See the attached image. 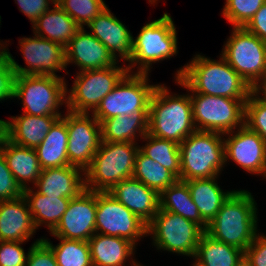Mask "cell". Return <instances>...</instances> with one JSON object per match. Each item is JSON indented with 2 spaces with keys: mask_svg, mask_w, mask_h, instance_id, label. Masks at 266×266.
<instances>
[{
  "mask_svg": "<svg viewBox=\"0 0 266 266\" xmlns=\"http://www.w3.org/2000/svg\"><path fill=\"white\" fill-rule=\"evenodd\" d=\"M175 76L177 84L186 88L188 92L230 99H248L253 92L222 56L218 61L196 54L189 64L176 72Z\"/></svg>",
  "mask_w": 266,
  "mask_h": 266,
  "instance_id": "1",
  "label": "cell"
},
{
  "mask_svg": "<svg viewBox=\"0 0 266 266\" xmlns=\"http://www.w3.org/2000/svg\"><path fill=\"white\" fill-rule=\"evenodd\" d=\"M252 193L235 190L223 203L205 233L245 251L257 235V203Z\"/></svg>",
  "mask_w": 266,
  "mask_h": 266,
  "instance_id": "2",
  "label": "cell"
},
{
  "mask_svg": "<svg viewBox=\"0 0 266 266\" xmlns=\"http://www.w3.org/2000/svg\"><path fill=\"white\" fill-rule=\"evenodd\" d=\"M195 130L190 93L171 95L164 84H157L149 105L148 133L180 144Z\"/></svg>",
  "mask_w": 266,
  "mask_h": 266,
  "instance_id": "3",
  "label": "cell"
},
{
  "mask_svg": "<svg viewBox=\"0 0 266 266\" xmlns=\"http://www.w3.org/2000/svg\"><path fill=\"white\" fill-rule=\"evenodd\" d=\"M139 147L132 142L102 141L92 163L84 171L85 189L108 192L119 181L132 178Z\"/></svg>",
  "mask_w": 266,
  "mask_h": 266,
  "instance_id": "4",
  "label": "cell"
},
{
  "mask_svg": "<svg viewBox=\"0 0 266 266\" xmlns=\"http://www.w3.org/2000/svg\"><path fill=\"white\" fill-rule=\"evenodd\" d=\"M224 136L218 132L195 130L183 140L179 144L180 180L219 176L226 165Z\"/></svg>",
  "mask_w": 266,
  "mask_h": 266,
  "instance_id": "5",
  "label": "cell"
},
{
  "mask_svg": "<svg viewBox=\"0 0 266 266\" xmlns=\"http://www.w3.org/2000/svg\"><path fill=\"white\" fill-rule=\"evenodd\" d=\"M177 49L175 24L171 16L164 13L161 18L145 24L138 36L133 38L127 70L133 73L132 68L134 70V66L138 65L136 73L149 74L152 63L176 56Z\"/></svg>",
  "mask_w": 266,
  "mask_h": 266,
  "instance_id": "6",
  "label": "cell"
},
{
  "mask_svg": "<svg viewBox=\"0 0 266 266\" xmlns=\"http://www.w3.org/2000/svg\"><path fill=\"white\" fill-rule=\"evenodd\" d=\"M220 54L254 89L266 78V43L244 27H233Z\"/></svg>",
  "mask_w": 266,
  "mask_h": 266,
  "instance_id": "7",
  "label": "cell"
},
{
  "mask_svg": "<svg viewBox=\"0 0 266 266\" xmlns=\"http://www.w3.org/2000/svg\"><path fill=\"white\" fill-rule=\"evenodd\" d=\"M193 121L197 130L228 133L245 125L247 99H230L191 92Z\"/></svg>",
  "mask_w": 266,
  "mask_h": 266,
  "instance_id": "8",
  "label": "cell"
},
{
  "mask_svg": "<svg viewBox=\"0 0 266 266\" xmlns=\"http://www.w3.org/2000/svg\"><path fill=\"white\" fill-rule=\"evenodd\" d=\"M204 233L205 230L195 222L160 208L147 225V234L152 235L157 250L187 255L193 259Z\"/></svg>",
  "mask_w": 266,
  "mask_h": 266,
  "instance_id": "9",
  "label": "cell"
},
{
  "mask_svg": "<svg viewBox=\"0 0 266 266\" xmlns=\"http://www.w3.org/2000/svg\"><path fill=\"white\" fill-rule=\"evenodd\" d=\"M148 74L127 72L92 113L102 123L116 116H131L137 110H149L151 96L157 85L148 83Z\"/></svg>",
  "mask_w": 266,
  "mask_h": 266,
  "instance_id": "10",
  "label": "cell"
},
{
  "mask_svg": "<svg viewBox=\"0 0 266 266\" xmlns=\"http://www.w3.org/2000/svg\"><path fill=\"white\" fill-rule=\"evenodd\" d=\"M66 82L50 75H18L15 98L22 100L23 113L32 116L62 115L59 107L66 105Z\"/></svg>",
  "mask_w": 266,
  "mask_h": 266,
  "instance_id": "11",
  "label": "cell"
},
{
  "mask_svg": "<svg viewBox=\"0 0 266 266\" xmlns=\"http://www.w3.org/2000/svg\"><path fill=\"white\" fill-rule=\"evenodd\" d=\"M127 72V67L117 64L103 69L79 71L72 88L68 91L66 87L67 110L76 113H89L92 110L93 113Z\"/></svg>",
  "mask_w": 266,
  "mask_h": 266,
  "instance_id": "12",
  "label": "cell"
},
{
  "mask_svg": "<svg viewBox=\"0 0 266 266\" xmlns=\"http://www.w3.org/2000/svg\"><path fill=\"white\" fill-rule=\"evenodd\" d=\"M95 230L99 234L127 239L136 245L147 235V224L109 192H96Z\"/></svg>",
  "mask_w": 266,
  "mask_h": 266,
  "instance_id": "13",
  "label": "cell"
},
{
  "mask_svg": "<svg viewBox=\"0 0 266 266\" xmlns=\"http://www.w3.org/2000/svg\"><path fill=\"white\" fill-rule=\"evenodd\" d=\"M62 118L67 124L69 164L85 171L102 142L101 123L89 113L69 110Z\"/></svg>",
  "mask_w": 266,
  "mask_h": 266,
  "instance_id": "14",
  "label": "cell"
},
{
  "mask_svg": "<svg viewBox=\"0 0 266 266\" xmlns=\"http://www.w3.org/2000/svg\"><path fill=\"white\" fill-rule=\"evenodd\" d=\"M20 51L23 54L26 67L19 65L5 50L13 69L18 75H50L59 77L55 72L65 70V48L59 43L42 38L34 34V37L19 40Z\"/></svg>",
  "mask_w": 266,
  "mask_h": 266,
  "instance_id": "15",
  "label": "cell"
},
{
  "mask_svg": "<svg viewBox=\"0 0 266 266\" xmlns=\"http://www.w3.org/2000/svg\"><path fill=\"white\" fill-rule=\"evenodd\" d=\"M96 192L84 189L72 198L59 224L51 232L55 237L89 241L96 233Z\"/></svg>",
  "mask_w": 266,
  "mask_h": 266,
  "instance_id": "16",
  "label": "cell"
},
{
  "mask_svg": "<svg viewBox=\"0 0 266 266\" xmlns=\"http://www.w3.org/2000/svg\"><path fill=\"white\" fill-rule=\"evenodd\" d=\"M237 131L225 133V163L233 160L248 173L266 178V142L246 125Z\"/></svg>",
  "mask_w": 266,
  "mask_h": 266,
  "instance_id": "17",
  "label": "cell"
},
{
  "mask_svg": "<svg viewBox=\"0 0 266 266\" xmlns=\"http://www.w3.org/2000/svg\"><path fill=\"white\" fill-rule=\"evenodd\" d=\"M65 62L66 67L70 63L76 64L82 72L114 66L119 60L115 59L109 50L83 27L65 47Z\"/></svg>",
  "mask_w": 266,
  "mask_h": 266,
  "instance_id": "18",
  "label": "cell"
},
{
  "mask_svg": "<svg viewBox=\"0 0 266 266\" xmlns=\"http://www.w3.org/2000/svg\"><path fill=\"white\" fill-rule=\"evenodd\" d=\"M108 192L147 225L159 211V193L133 177L119 181Z\"/></svg>",
  "mask_w": 266,
  "mask_h": 266,
  "instance_id": "19",
  "label": "cell"
},
{
  "mask_svg": "<svg viewBox=\"0 0 266 266\" xmlns=\"http://www.w3.org/2000/svg\"><path fill=\"white\" fill-rule=\"evenodd\" d=\"M86 26L115 59L120 57L124 62H129L132 53V33L108 7Z\"/></svg>",
  "mask_w": 266,
  "mask_h": 266,
  "instance_id": "20",
  "label": "cell"
},
{
  "mask_svg": "<svg viewBox=\"0 0 266 266\" xmlns=\"http://www.w3.org/2000/svg\"><path fill=\"white\" fill-rule=\"evenodd\" d=\"M62 115L10 117L11 121L1 120V133L13 144L36 148L46 137L53 124Z\"/></svg>",
  "mask_w": 266,
  "mask_h": 266,
  "instance_id": "21",
  "label": "cell"
},
{
  "mask_svg": "<svg viewBox=\"0 0 266 266\" xmlns=\"http://www.w3.org/2000/svg\"><path fill=\"white\" fill-rule=\"evenodd\" d=\"M36 228L25 197L0 201V241H29Z\"/></svg>",
  "mask_w": 266,
  "mask_h": 266,
  "instance_id": "22",
  "label": "cell"
},
{
  "mask_svg": "<svg viewBox=\"0 0 266 266\" xmlns=\"http://www.w3.org/2000/svg\"><path fill=\"white\" fill-rule=\"evenodd\" d=\"M84 171L76 166L42 169L37 180L36 191L55 198H75L85 189ZM82 174V175H81Z\"/></svg>",
  "mask_w": 266,
  "mask_h": 266,
  "instance_id": "23",
  "label": "cell"
},
{
  "mask_svg": "<svg viewBox=\"0 0 266 266\" xmlns=\"http://www.w3.org/2000/svg\"><path fill=\"white\" fill-rule=\"evenodd\" d=\"M3 156L16 182L24 190L36 184L42 172L35 148L13 144L3 135Z\"/></svg>",
  "mask_w": 266,
  "mask_h": 266,
  "instance_id": "24",
  "label": "cell"
},
{
  "mask_svg": "<svg viewBox=\"0 0 266 266\" xmlns=\"http://www.w3.org/2000/svg\"><path fill=\"white\" fill-rule=\"evenodd\" d=\"M93 266H125L136 245L127 239L95 233L88 241Z\"/></svg>",
  "mask_w": 266,
  "mask_h": 266,
  "instance_id": "25",
  "label": "cell"
},
{
  "mask_svg": "<svg viewBox=\"0 0 266 266\" xmlns=\"http://www.w3.org/2000/svg\"><path fill=\"white\" fill-rule=\"evenodd\" d=\"M148 120L149 110H137L131 116L105 119L101 123L102 141L135 143L138 133L141 139L148 133Z\"/></svg>",
  "mask_w": 266,
  "mask_h": 266,
  "instance_id": "26",
  "label": "cell"
},
{
  "mask_svg": "<svg viewBox=\"0 0 266 266\" xmlns=\"http://www.w3.org/2000/svg\"><path fill=\"white\" fill-rule=\"evenodd\" d=\"M53 6L35 21L33 32L65 48L81 27L56 2Z\"/></svg>",
  "mask_w": 266,
  "mask_h": 266,
  "instance_id": "27",
  "label": "cell"
},
{
  "mask_svg": "<svg viewBox=\"0 0 266 266\" xmlns=\"http://www.w3.org/2000/svg\"><path fill=\"white\" fill-rule=\"evenodd\" d=\"M217 178L218 176L185 181L194 204L207 224L215 218L223 203L235 191H223L217 183Z\"/></svg>",
  "mask_w": 266,
  "mask_h": 266,
  "instance_id": "28",
  "label": "cell"
},
{
  "mask_svg": "<svg viewBox=\"0 0 266 266\" xmlns=\"http://www.w3.org/2000/svg\"><path fill=\"white\" fill-rule=\"evenodd\" d=\"M36 230L46 225L51 233L59 224L72 198L45 196L33 191L32 187L23 190Z\"/></svg>",
  "mask_w": 266,
  "mask_h": 266,
  "instance_id": "29",
  "label": "cell"
},
{
  "mask_svg": "<svg viewBox=\"0 0 266 266\" xmlns=\"http://www.w3.org/2000/svg\"><path fill=\"white\" fill-rule=\"evenodd\" d=\"M68 132L66 121L60 117L50 128L44 140L35 148L41 168L67 166Z\"/></svg>",
  "mask_w": 266,
  "mask_h": 266,
  "instance_id": "30",
  "label": "cell"
},
{
  "mask_svg": "<svg viewBox=\"0 0 266 266\" xmlns=\"http://www.w3.org/2000/svg\"><path fill=\"white\" fill-rule=\"evenodd\" d=\"M160 209L176 213L201 226L204 230L208 224L202 219L198 207L194 204L188 184L177 180L160 194Z\"/></svg>",
  "mask_w": 266,
  "mask_h": 266,
  "instance_id": "31",
  "label": "cell"
},
{
  "mask_svg": "<svg viewBox=\"0 0 266 266\" xmlns=\"http://www.w3.org/2000/svg\"><path fill=\"white\" fill-rule=\"evenodd\" d=\"M194 258L203 266H239L244 262V251L204 233Z\"/></svg>",
  "mask_w": 266,
  "mask_h": 266,
  "instance_id": "32",
  "label": "cell"
},
{
  "mask_svg": "<svg viewBox=\"0 0 266 266\" xmlns=\"http://www.w3.org/2000/svg\"><path fill=\"white\" fill-rule=\"evenodd\" d=\"M133 178L156 190L159 194L178 180L171 171L153 161L140 149L135 158Z\"/></svg>",
  "mask_w": 266,
  "mask_h": 266,
  "instance_id": "33",
  "label": "cell"
},
{
  "mask_svg": "<svg viewBox=\"0 0 266 266\" xmlns=\"http://www.w3.org/2000/svg\"><path fill=\"white\" fill-rule=\"evenodd\" d=\"M142 139L147 141L139 149L153 161L171 171L180 180L181 161L179 144L155 137L147 133Z\"/></svg>",
  "mask_w": 266,
  "mask_h": 266,
  "instance_id": "34",
  "label": "cell"
},
{
  "mask_svg": "<svg viewBox=\"0 0 266 266\" xmlns=\"http://www.w3.org/2000/svg\"><path fill=\"white\" fill-rule=\"evenodd\" d=\"M60 242L53 245L49 239L42 240L52 249L58 266H93L88 241L68 240L57 237Z\"/></svg>",
  "mask_w": 266,
  "mask_h": 266,
  "instance_id": "35",
  "label": "cell"
},
{
  "mask_svg": "<svg viewBox=\"0 0 266 266\" xmlns=\"http://www.w3.org/2000/svg\"><path fill=\"white\" fill-rule=\"evenodd\" d=\"M81 28L96 18L107 5L103 0H58L56 2Z\"/></svg>",
  "mask_w": 266,
  "mask_h": 266,
  "instance_id": "36",
  "label": "cell"
},
{
  "mask_svg": "<svg viewBox=\"0 0 266 266\" xmlns=\"http://www.w3.org/2000/svg\"><path fill=\"white\" fill-rule=\"evenodd\" d=\"M266 0H226L222 14L233 27H244Z\"/></svg>",
  "mask_w": 266,
  "mask_h": 266,
  "instance_id": "37",
  "label": "cell"
},
{
  "mask_svg": "<svg viewBox=\"0 0 266 266\" xmlns=\"http://www.w3.org/2000/svg\"><path fill=\"white\" fill-rule=\"evenodd\" d=\"M245 125L266 142V103L254 92L245 103Z\"/></svg>",
  "mask_w": 266,
  "mask_h": 266,
  "instance_id": "38",
  "label": "cell"
},
{
  "mask_svg": "<svg viewBox=\"0 0 266 266\" xmlns=\"http://www.w3.org/2000/svg\"><path fill=\"white\" fill-rule=\"evenodd\" d=\"M23 189L16 182L3 156V134L0 133V201L21 197Z\"/></svg>",
  "mask_w": 266,
  "mask_h": 266,
  "instance_id": "39",
  "label": "cell"
},
{
  "mask_svg": "<svg viewBox=\"0 0 266 266\" xmlns=\"http://www.w3.org/2000/svg\"><path fill=\"white\" fill-rule=\"evenodd\" d=\"M18 74L13 69L5 53L0 51V101L15 98L16 79Z\"/></svg>",
  "mask_w": 266,
  "mask_h": 266,
  "instance_id": "40",
  "label": "cell"
},
{
  "mask_svg": "<svg viewBox=\"0 0 266 266\" xmlns=\"http://www.w3.org/2000/svg\"><path fill=\"white\" fill-rule=\"evenodd\" d=\"M21 241H0V266H26L28 253Z\"/></svg>",
  "mask_w": 266,
  "mask_h": 266,
  "instance_id": "41",
  "label": "cell"
},
{
  "mask_svg": "<svg viewBox=\"0 0 266 266\" xmlns=\"http://www.w3.org/2000/svg\"><path fill=\"white\" fill-rule=\"evenodd\" d=\"M26 266H58L52 249L42 238L37 239L29 248Z\"/></svg>",
  "mask_w": 266,
  "mask_h": 266,
  "instance_id": "42",
  "label": "cell"
},
{
  "mask_svg": "<svg viewBox=\"0 0 266 266\" xmlns=\"http://www.w3.org/2000/svg\"><path fill=\"white\" fill-rule=\"evenodd\" d=\"M248 266H266V236L257 234L251 245L244 251Z\"/></svg>",
  "mask_w": 266,
  "mask_h": 266,
  "instance_id": "43",
  "label": "cell"
},
{
  "mask_svg": "<svg viewBox=\"0 0 266 266\" xmlns=\"http://www.w3.org/2000/svg\"><path fill=\"white\" fill-rule=\"evenodd\" d=\"M50 1L55 3V0H15L19 5V10L30 19L32 24L50 9Z\"/></svg>",
  "mask_w": 266,
  "mask_h": 266,
  "instance_id": "44",
  "label": "cell"
},
{
  "mask_svg": "<svg viewBox=\"0 0 266 266\" xmlns=\"http://www.w3.org/2000/svg\"><path fill=\"white\" fill-rule=\"evenodd\" d=\"M244 28L266 43V2L254 14Z\"/></svg>",
  "mask_w": 266,
  "mask_h": 266,
  "instance_id": "45",
  "label": "cell"
},
{
  "mask_svg": "<svg viewBox=\"0 0 266 266\" xmlns=\"http://www.w3.org/2000/svg\"><path fill=\"white\" fill-rule=\"evenodd\" d=\"M253 92L266 103V78L253 89ZM261 94L262 96H259Z\"/></svg>",
  "mask_w": 266,
  "mask_h": 266,
  "instance_id": "46",
  "label": "cell"
},
{
  "mask_svg": "<svg viewBox=\"0 0 266 266\" xmlns=\"http://www.w3.org/2000/svg\"><path fill=\"white\" fill-rule=\"evenodd\" d=\"M0 23H1V16H0ZM6 46H4L1 42H0V51H5L7 48H5Z\"/></svg>",
  "mask_w": 266,
  "mask_h": 266,
  "instance_id": "47",
  "label": "cell"
},
{
  "mask_svg": "<svg viewBox=\"0 0 266 266\" xmlns=\"http://www.w3.org/2000/svg\"><path fill=\"white\" fill-rule=\"evenodd\" d=\"M132 266H143V265H140V264H138L137 262H135V260H133V258H132Z\"/></svg>",
  "mask_w": 266,
  "mask_h": 266,
  "instance_id": "48",
  "label": "cell"
},
{
  "mask_svg": "<svg viewBox=\"0 0 266 266\" xmlns=\"http://www.w3.org/2000/svg\"><path fill=\"white\" fill-rule=\"evenodd\" d=\"M193 266H203V265H201L199 262H197V261L195 260V263L193 264Z\"/></svg>",
  "mask_w": 266,
  "mask_h": 266,
  "instance_id": "49",
  "label": "cell"
},
{
  "mask_svg": "<svg viewBox=\"0 0 266 266\" xmlns=\"http://www.w3.org/2000/svg\"><path fill=\"white\" fill-rule=\"evenodd\" d=\"M149 3L154 4L157 0H148Z\"/></svg>",
  "mask_w": 266,
  "mask_h": 266,
  "instance_id": "50",
  "label": "cell"
},
{
  "mask_svg": "<svg viewBox=\"0 0 266 266\" xmlns=\"http://www.w3.org/2000/svg\"><path fill=\"white\" fill-rule=\"evenodd\" d=\"M239 266H248L246 263H245V261L244 262H242Z\"/></svg>",
  "mask_w": 266,
  "mask_h": 266,
  "instance_id": "51",
  "label": "cell"
}]
</instances>
